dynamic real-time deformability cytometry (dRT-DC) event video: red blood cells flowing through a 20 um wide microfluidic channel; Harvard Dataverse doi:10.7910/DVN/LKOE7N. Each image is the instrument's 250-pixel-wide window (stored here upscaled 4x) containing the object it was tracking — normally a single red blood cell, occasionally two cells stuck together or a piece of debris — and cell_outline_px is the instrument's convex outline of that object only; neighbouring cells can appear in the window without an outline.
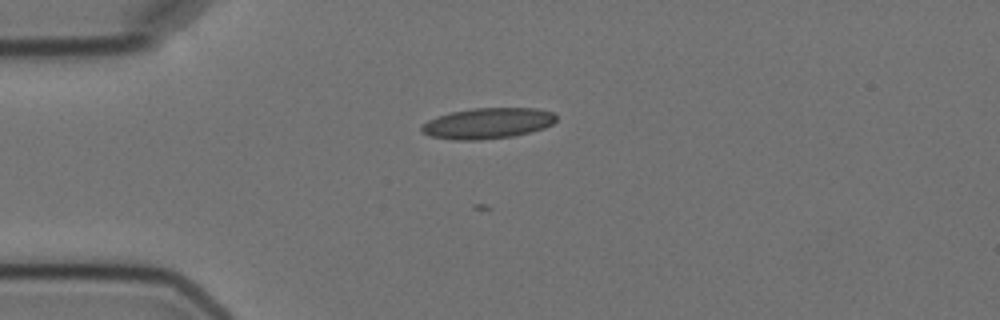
{"species": "Egyptian fruit bat (a non-hibernating species)", "species_latin": "Rousettus aegyptiacus", "temperature_condition": "cold", "stored_images_in_passage": 8, "camera_frame_rate_fps": 3000, "um_per_image_px": 0.085, "animal": {"sex": "female"}, "frame": {"image": 1, "passage_image": 1, "time_ms": 0.0, "image_size_px": [1000, 320], "cell_outline_px": [[556, 120], [552, 124], [544, 128], [512, 136], [480, 140], [452, 140], [428, 136], [420, 132], [420, 124], [436, 116], [452, 112], [472, 108], [536, 108], [552, 112], [556, 116]], "centroid_in_image_um": [41.38, 10.48], "position_along_channel_um": 43.6, "area_um2": 24.33}}
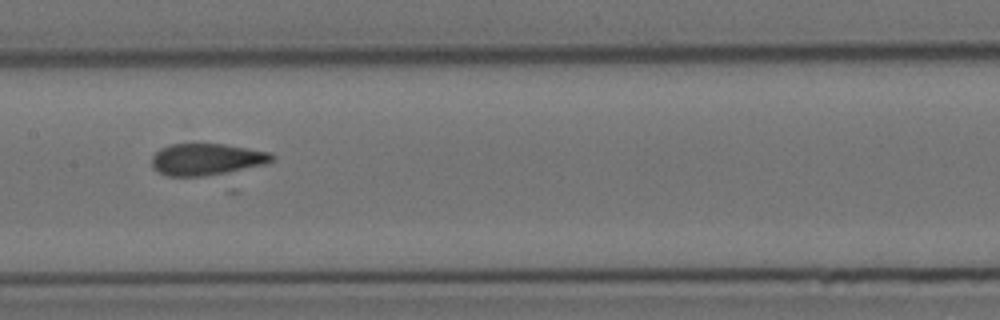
{"frame": {"image": 2, "passage_image": 5, "time_ms": 4.667, "image_size_px": [1000, 320], "cell_outline_px": [[276, 156], [272, 160], [264, 164], [232, 172], [204, 176], [168, 176], [152, 168], [152, 156], [160, 148], [168, 144], [224, 144], [272, 152]], "centroid_in_image_um": [17.57, 13.54], "position_along_channel_um": 189.8, "area_um2": 22.37}}
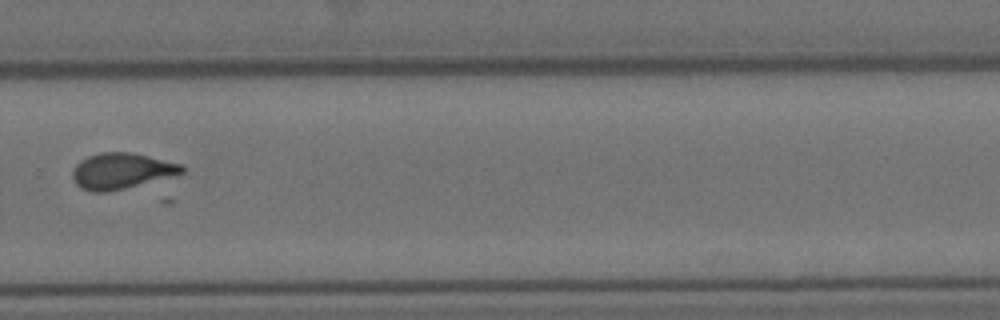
{"frame": {"image": 3, "passage_image": 8, "time_ms": 8.333, "image_size_px": [1000, 320], "cell_outline_px": [[188, 168], [184, 172], [124, 188], [108, 192], [92, 192], [80, 188], [76, 184], [72, 176], [72, 172], [76, 164], [80, 160], [88, 156], [100, 152], [132, 152], [184, 164]], "centroid_in_image_um": [10.31, 14.51], "position_along_channel_um": 319.5, "area_um2": 22.83}}